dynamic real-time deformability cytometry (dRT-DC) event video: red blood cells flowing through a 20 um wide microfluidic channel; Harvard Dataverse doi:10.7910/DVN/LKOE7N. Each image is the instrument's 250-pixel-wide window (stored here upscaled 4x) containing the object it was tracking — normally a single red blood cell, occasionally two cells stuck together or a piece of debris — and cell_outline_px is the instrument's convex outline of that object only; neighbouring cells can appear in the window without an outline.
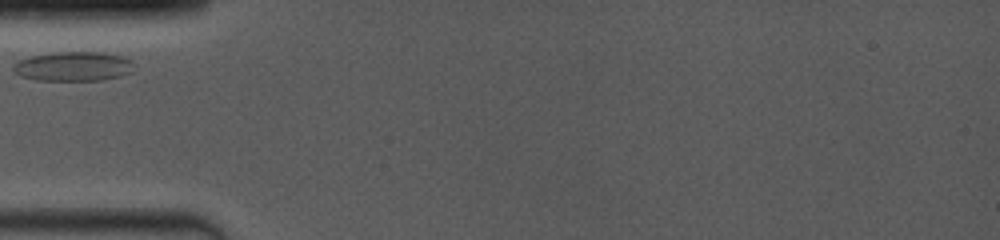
{"species": "common noctule bat (a hibernating species)", "species_latin": "Nyctalus noctula", "temperature_condition": "room temperature", "stored_images_in_passage": 4, "camera_frame_rate_fps": 4000, "um_per_image_px": 0.085, "animal": {"sex": "female", "body_mass_g": 19.0, "forearm_length_mm": 53.3}, "frame": {"image": 1, "passage_image": 1, "time_ms": 0.0, "image_size_px": [1000, 240], "cell_outline_px": [[132, 72], [120, 76], [100, 80], [36, 80], [20, 76], [12, 68], [12, 64], [16, 60], [32, 56], [56, 52], [100, 52], [120, 56], [132, 60]], "centroid_in_image_um": [6.19, 5.64], "position_along_channel_um": 78.8, "area_um2": 20.63}}